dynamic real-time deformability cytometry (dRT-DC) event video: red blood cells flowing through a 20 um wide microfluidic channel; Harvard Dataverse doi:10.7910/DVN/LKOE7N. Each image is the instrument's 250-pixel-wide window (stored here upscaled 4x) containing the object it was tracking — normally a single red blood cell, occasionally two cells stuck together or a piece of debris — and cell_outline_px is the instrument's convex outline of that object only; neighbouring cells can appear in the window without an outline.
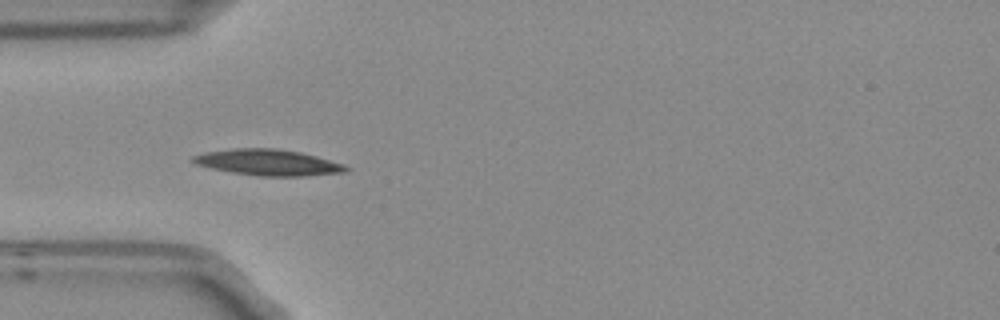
{"species": "Egyptian fruit bat (a non-hibernating species)", "species_latin": "Rousettus aegyptiacus", "temperature_condition": "room temperature", "stored_images_in_passage": 8, "camera_frame_rate_fps": 3000, "um_per_image_px": 0.085, "frame": {"image": 1, "passage_image": 4, "time_ms": 1.0, "image_size_px": [1000, 320], "cell_outline_px": [[348, 168], [344, 172], [308, 176], [260, 176], [232, 172], [212, 168], [196, 164], [188, 160], [192, 156], [204, 152], [232, 148], [276, 148], [300, 152], [316, 156], [344, 164]], "centroid_in_image_um": [22.75, 13.8], "position_along_channel_um": 62.3, "area_um2": 23.24}}
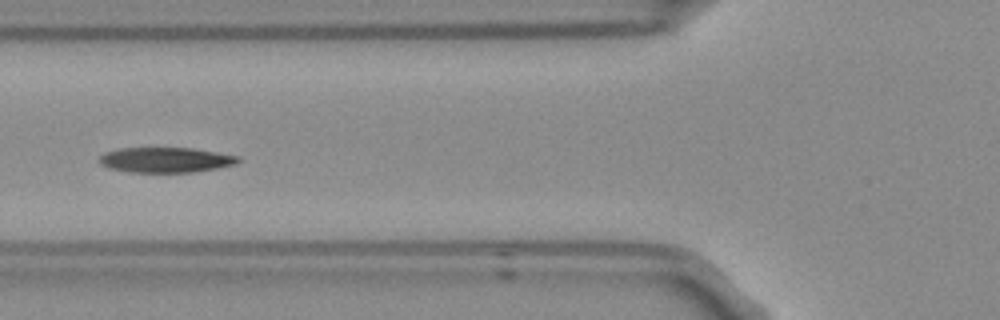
{"frame": {"image": 2, "passage_image": 5, "time_ms": 1.333, "image_size_px": [1000, 320], "cell_outline_px": [[244, 160], [236, 164], [216, 168], [192, 172], [128, 172], [108, 168], [100, 164], [96, 160], [104, 152], [120, 148], [192, 148], [240, 156]], "centroid_in_image_um": [14.07, 13.59], "position_along_channel_um": 111.7, "area_um2": 20.58}}
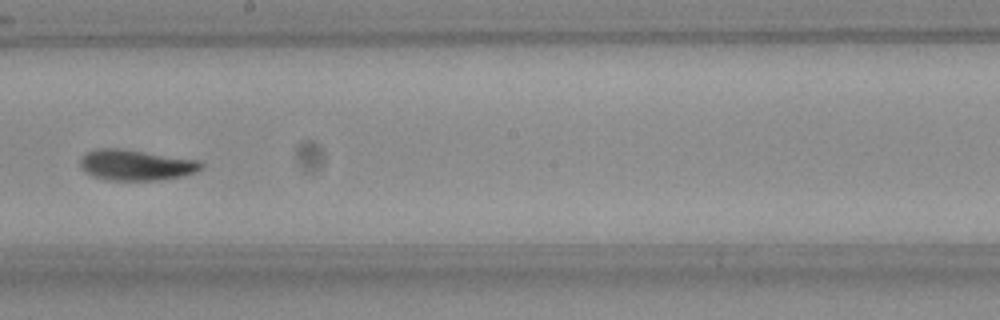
{"frame": {"image": 3, "passage_image": 8, "time_ms": 2.333, "image_size_px": [1000, 320], "cell_outline_px": [[204, 164], [196, 172], [180, 176], [160, 180], [104, 180], [92, 176], [84, 172], [80, 164], [80, 160], [88, 152], [100, 148], [120, 148], [200, 160]], "centroid_in_image_um": [11.55, 14.03], "position_along_channel_um": 236.6, "area_um2": 21.62}}